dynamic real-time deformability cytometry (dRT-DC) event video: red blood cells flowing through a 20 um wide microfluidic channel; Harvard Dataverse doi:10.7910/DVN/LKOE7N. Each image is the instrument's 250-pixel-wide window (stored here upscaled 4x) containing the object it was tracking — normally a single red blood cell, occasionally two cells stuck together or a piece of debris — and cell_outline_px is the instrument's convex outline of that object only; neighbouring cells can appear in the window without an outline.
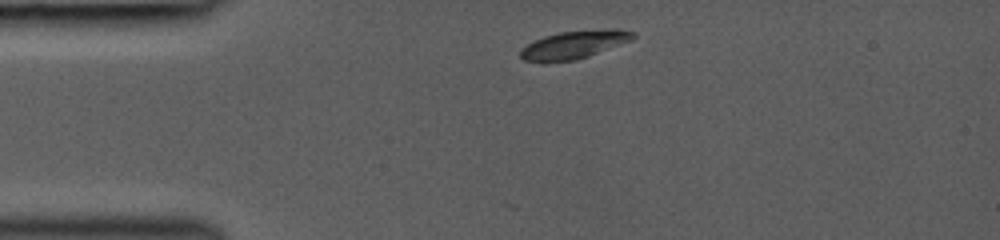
{"species": "common noctule bat (a hibernating species)", "species_latin": "Nyctalus noctula", "temperature_condition": "room temperature", "stored_images_in_passage": 7, "camera_frame_rate_fps": 3000, "um_per_image_px": 0.085, "animal": {"sex": "female", "body_mass_g": 19.0, "forearm_length_mm": 53.3}, "frame": {"image": 1, "passage_image": 1, "time_ms": 0.0, "image_size_px": [1000, 240], "cell_outline_px": [[636, 36], [632, 40], [588, 56], [576, 60], [544, 64], [524, 60], [520, 56], [520, 48], [544, 36], [560, 32], [616, 28], [636, 32]], "centroid_in_image_um": [48.78, 3.82], "position_along_channel_um": 36.2, "area_um2": 18.67}}
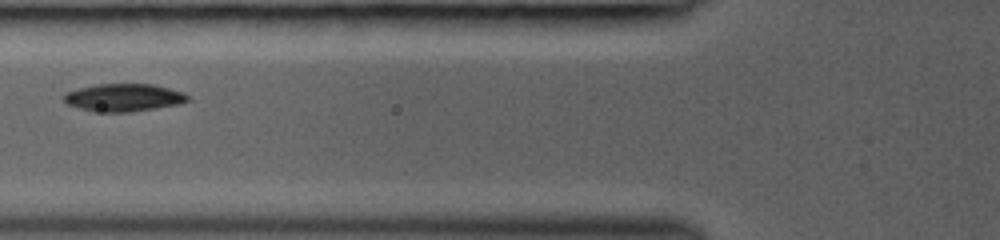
{"frame": {"image": 2, "passage_image": 4, "time_ms": 2.667, "image_size_px": [1000, 240], "cell_outline_px": [[188, 100], [180, 104], [156, 108], [128, 112], [92, 112], [68, 104], [64, 100], [64, 96], [68, 92], [80, 88], [96, 84], [152, 84], [184, 92], [188, 96]], "centroid_in_image_um": [10.53, 8.3], "position_along_channel_um": 115.3, "area_um2": 19.83}}
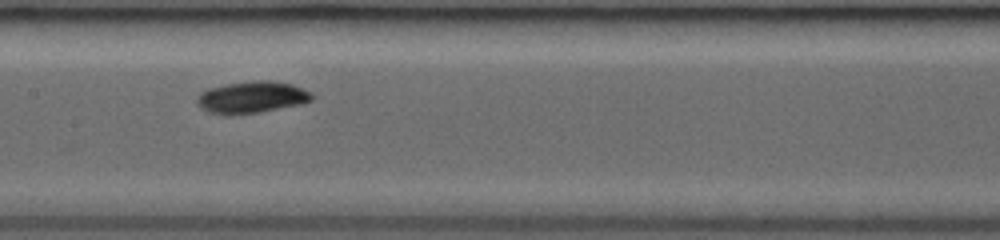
{"frame": {"image": 3, "passage_image": 6, "time_ms": 4.333, "image_size_px": [1000, 240], "cell_outline_px": [[312, 100], [300, 104], [260, 112], [228, 116], [224, 116], [208, 112], [200, 108], [196, 104], [196, 100], [200, 92], [208, 88], [228, 84], [252, 80], [268, 80], [292, 84], [312, 92]], "centroid_in_image_um": [21.35, 8.28], "position_along_channel_um": 186.0, "area_um2": 21.56}}